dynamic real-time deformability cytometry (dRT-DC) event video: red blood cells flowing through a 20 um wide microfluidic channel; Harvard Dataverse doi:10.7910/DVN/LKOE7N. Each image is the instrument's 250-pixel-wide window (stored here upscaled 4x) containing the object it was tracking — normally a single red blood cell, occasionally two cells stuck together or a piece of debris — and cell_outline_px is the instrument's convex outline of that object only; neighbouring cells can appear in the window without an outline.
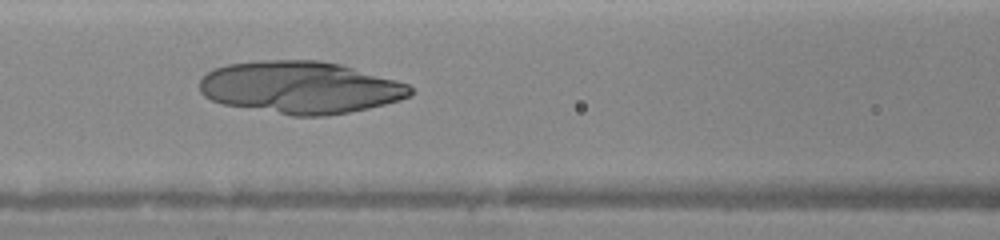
{"species": "human", "species_latin": "Homo sapiens", "temperature_condition": "warm", "stored_images_in_passage": 20, "camera_frame_rate_fps": 3000, "um_per_image_px": 0.085, "donor": {"sex": "female"}, "frame": {"image": 1, "passage_image": 13, "time_ms": 6.667, "image_size_px": [1000, 240], "cell_outline_px": [[412, 92], [408, 96], [400, 100], [368, 108], [348, 112], [324, 116], [292, 116], [224, 104], [212, 100], [204, 96], [200, 92], [200, 80], [208, 72], [216, 68], [228, 64], [260, 60], [320, 60], [340, 64], [396, 80], [408, 84], [412, 88]], "centroid_in_image_um": [25.51, 7.43], "position_along_channel_um": 141.1, "area_um2": 63.98}}
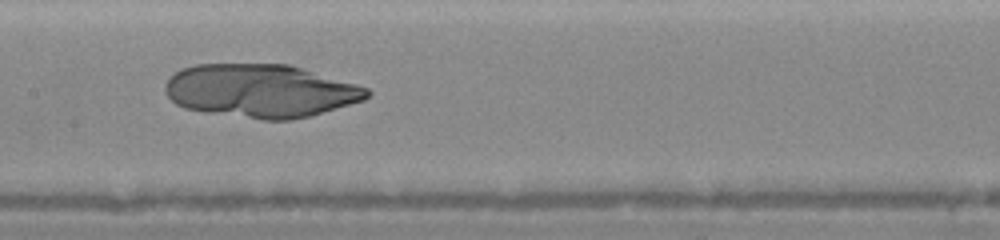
{"frame": {"image": 2, "passage_image": 16, "time_ms": 7.667, "image_size_px": [1000, 240], "cell_outline_px": [[372, 92], [364, 100], [308, 116], [288, 120], [260, 120], [208, 112], [184, 108], [176, 104], [164, 92], [164, 84], [180, 68], [196, 64], [288, 64], [356, 84], [368, 88]], "centroid_in_image_um": [22.12, 7.72], "position_along_channel_um": 185.3, "area_um2": 62.48}}
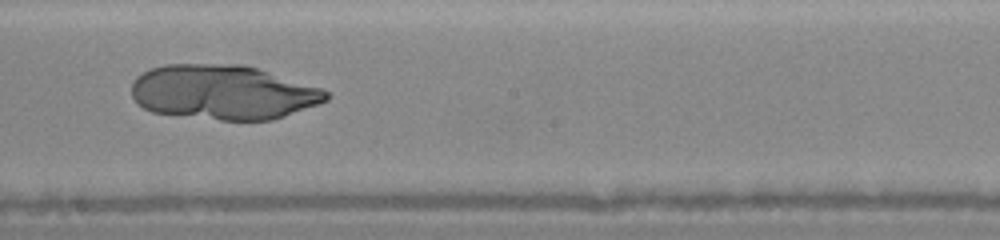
{"frame": {"image": 3, "passage_image": 18, "time_ms": 8.667, "image_size_px": [1000, 240], "cell_outline_px": [[328, 100], [284, 116], [272, 120], [220, 120], [152, 112], [144, 108], [132, 96], [132, 84], [136, 76], [152, 68], [164, 64], [244, 64], [324, 88], [328, 92]], "centroid_in_image_um": [18.98, 7.83], "position_along_channel_um": 229.2, "area_um2": 61.96}}